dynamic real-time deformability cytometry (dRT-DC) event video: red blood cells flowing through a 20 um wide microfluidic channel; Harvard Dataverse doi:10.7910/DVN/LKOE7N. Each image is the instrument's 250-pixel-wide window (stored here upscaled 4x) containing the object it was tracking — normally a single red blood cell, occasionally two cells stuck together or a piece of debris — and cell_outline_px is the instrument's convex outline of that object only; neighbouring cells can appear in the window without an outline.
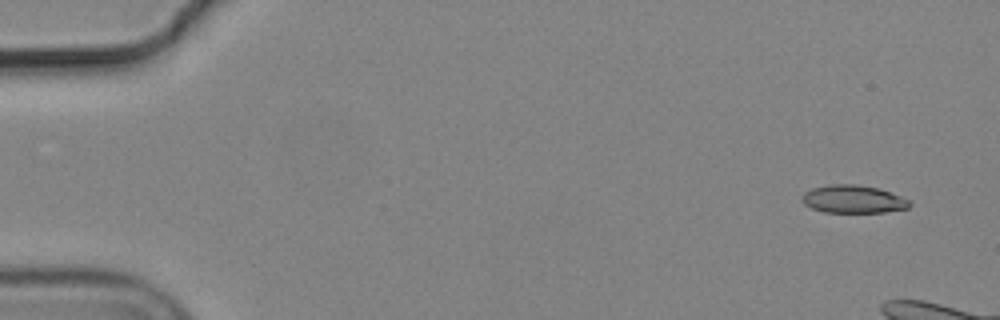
{"species": "common noctule bat (a hibernating species)", "species_latin": "Nyctalus noctula", "temperature_condition": "cold", "stored_images_in_passage": 18, "camera_frame_rate_fps": 3000, "um_per_image_px": 0.085, "animal": {"sex": "male", "body_mass_g": 19.2, "forearm_length_mm": 51.8}, "frame": {"image": 1, "passage_image": 4, "time_ms": 1.0, "image_size_px": [1000, 320], "cell_outline_px": [[912, 204], [908, 208], [884, 212], [824, 212], [812, 208], [804, 204], [800, 200], [800, 196], [804, 192], [812, 188], [832, 184], [856, 184], [880, 188], [900, 196], [908, 200]], "centroid_in_image_um": [72.49, 16.92], "position_along_channel_um": 12.5, "area_um2": 17.57}}